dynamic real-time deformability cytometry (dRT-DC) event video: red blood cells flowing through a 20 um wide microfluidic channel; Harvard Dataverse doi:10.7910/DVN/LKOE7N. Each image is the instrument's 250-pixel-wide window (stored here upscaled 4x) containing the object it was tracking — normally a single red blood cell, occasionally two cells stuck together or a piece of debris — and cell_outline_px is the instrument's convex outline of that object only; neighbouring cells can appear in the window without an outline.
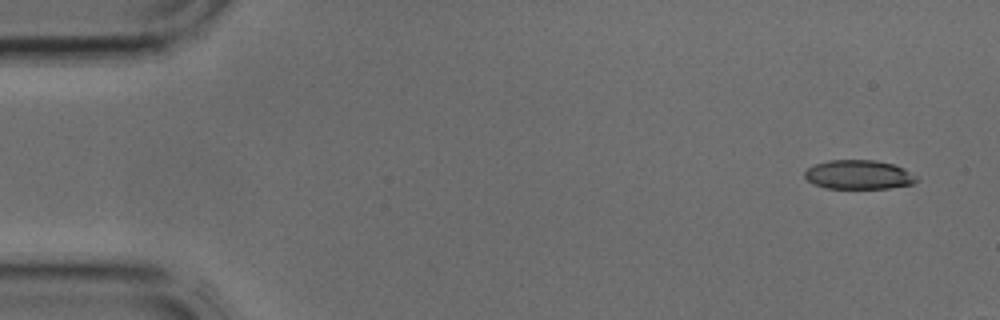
{"species": "common noctule bat (a hibernating species)", "species_latin": "Nyctalus noctula", "temperature_condition": "cold", "stored_images_in_passage": 3, "camera_frame_rate_fps": 3000, "um_per_image_px": 0.085, "animal": {"sex": "male", "body_mass_g": 17.9, "forearm_length_mm": 54.2}, "frame": {"image": 1, "passage_image": 1, "time_ms": 0.0, "image_size_px": [1000, 320], "cell_outline_px": [[920, 180], [912, 184], [888, 188], [828, 188], [812, 184], [804, 176], [804, 172], [808, 168], [816, 164], [828, 160], [876, 160], [892, 164], [904, 168], [920, 176]], "centroid_in_image_um": [73.04, 14.84], "position_along_channel_um": 12.0, "area_um2": 19.13}}